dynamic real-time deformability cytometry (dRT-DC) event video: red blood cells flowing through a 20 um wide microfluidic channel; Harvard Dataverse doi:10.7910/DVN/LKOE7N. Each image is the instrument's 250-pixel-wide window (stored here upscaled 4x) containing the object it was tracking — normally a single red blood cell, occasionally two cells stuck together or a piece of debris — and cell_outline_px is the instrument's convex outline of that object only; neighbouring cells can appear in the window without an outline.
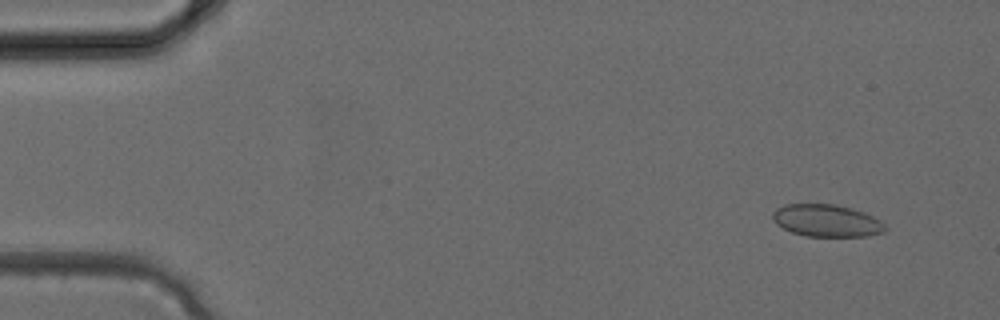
{"species": "common noctule bat (a hibernating species)", "species_latin": "Nyctalus noctula", "temperature_condition": "cold", "stored_images_in_passage": 3, "camera_frame_rate_fps": 3000, "um_per_image_px": 0.085, "animal": {"sex": "female", "body_mass_g": 24.6, "forearm_length_mm": 56.2}, "frame": {"image": 1, "passage_image": 1, "time_ms": 0.0, "image_size_px": [1000, 320], "cell_outline_px": [[888, 228], [884, 232], [868, 236], [804, 236], [792, 232], [776, 224], [772, 220], [772, 212], [776, 208], [784, 204], [836, 204], [864, 212], [880, 220]], "centroid_in_image_um": [70.25, 18.75], "position_along_channel_um": 14.8, "area_um2": 21.27}}
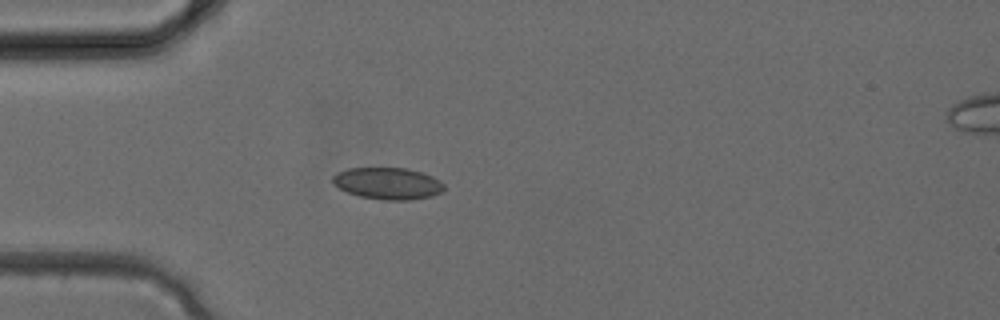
{"frame": {"image": 2, "passage_image": 3, "time_ms": 0.667, "image_size_px": [1000, 320], "cell_outline_px": [[444, 188], [440, 192], [432, 196], [408, 200], [384, 200], [360, 196], [348, 192], [340, 188], [332, 180], [332, 176], [336, 172], [348, 168], [408, 168], [432, 176], [440, 180], [444, 184]], "centroid_in_image_um": [32.97, 15.58], "position_along_channel_um": 52.0, "area_um2": 20.52}}